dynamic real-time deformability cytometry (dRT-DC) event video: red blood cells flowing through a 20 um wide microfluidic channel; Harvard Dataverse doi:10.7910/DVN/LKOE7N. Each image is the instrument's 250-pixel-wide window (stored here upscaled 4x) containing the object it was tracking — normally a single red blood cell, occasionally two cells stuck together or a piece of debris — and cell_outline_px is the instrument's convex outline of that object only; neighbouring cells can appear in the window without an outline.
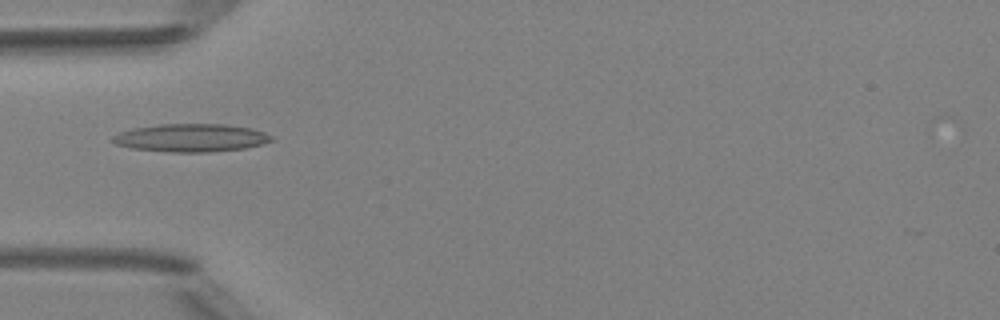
{"species": "Egyptian fruit bat (a non-hibernating species)", "species_latin": "Rousettus aegyptiacus", "temperature_condition": "room temperature", "stored_images_in_passage": 2, "camera_frame_rate_fps": 3000, "um_per_image_px": 0.085, "animal": {"sex": "female"}, "frame": {"image": 1, "passage_image": 2, "time_ms": 1.333, "image_size_px": [1000, 320], "cell_outline_px": [[276, 140], [244, 148], [208, 152], [172, 152], [132, 148], [116, 144], [112, 140], [112, 136], [120, 132], [132, 128], [160, 124], [224, 124], [252, 128], [276, 136]], "centroid_in_image_um": [16.28, 11.71], "position_along_channel_um": 68.7, "area_um2": 25.95}}